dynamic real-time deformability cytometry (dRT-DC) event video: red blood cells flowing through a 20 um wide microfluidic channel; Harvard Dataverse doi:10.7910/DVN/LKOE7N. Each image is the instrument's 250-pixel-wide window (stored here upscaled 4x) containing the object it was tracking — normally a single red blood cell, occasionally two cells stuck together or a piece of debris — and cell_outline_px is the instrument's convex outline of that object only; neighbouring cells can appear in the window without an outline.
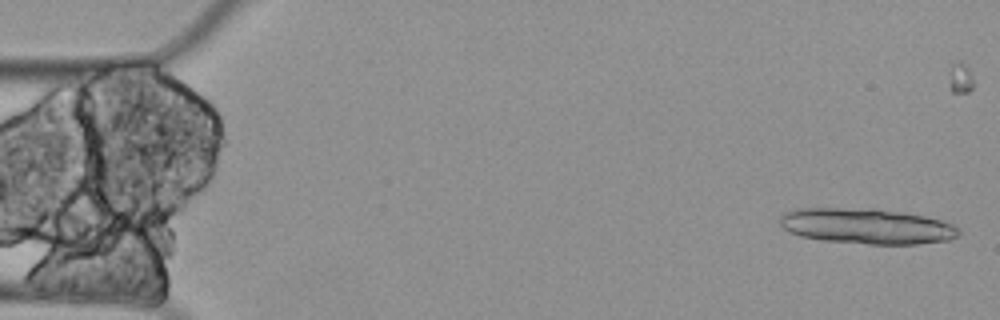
{"species": "Egyptian fruit bat (a non-hibernating species)", "species_latin": "Rousettus aegyptiacus", "temperature_condition": "cold", "stored_images_in_passage": 5, "camera_frame_rate_fps": 3000, "um_per_image_px": 0.085, "animal": {"sex": "female"}, "frame": {"image": 1, "passage_image": 5, "time_ms": 1.333, "image_size_px": [1000, 320], "cell_outline_px": [[960, 232], [956, 236], [948, 240], [916, 244], [868, 244], [820, 240], [800, 236], [788, 232], [780, 224], [780, 216], [784, 212], [800, 208], [876, 208], [904, 212], [924, 216], [940, 220], [952, 224], [960, 228]], "centroid_in_image_um": [73.65, 19.22], "position_along_channel_um": 11.4, "area_um2": 37.28}}